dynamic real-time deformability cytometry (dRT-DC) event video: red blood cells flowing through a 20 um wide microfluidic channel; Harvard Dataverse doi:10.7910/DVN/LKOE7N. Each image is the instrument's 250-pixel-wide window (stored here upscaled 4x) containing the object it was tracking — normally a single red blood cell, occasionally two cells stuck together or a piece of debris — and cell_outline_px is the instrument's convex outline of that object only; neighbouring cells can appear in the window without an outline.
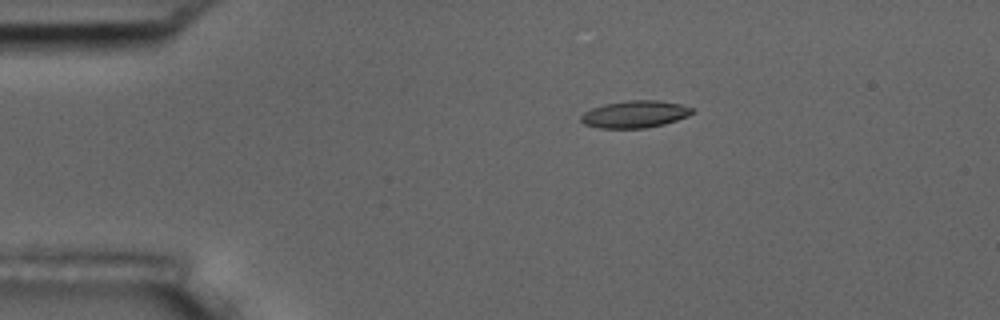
{"species": "common noctule bat (a hibernating species)", "species_latin": "Nyctalus noctula", "temperature_condition": "room temperature", "stored_images_in_passage": 7, "camera_frame_rate_fps": 3000, "um_per_image_px": 0.085, "animal": {"sex": "male", "body_mass_g": 17.5, "forearm_length_mm": 52.3}, "frame": {"image": 1, "passage_image": 1, "time_ms": 0.0, "image_size_px": [1000, 320], "cell_outline_px": [[696, 112], [688, 116], [664, 124], [644, 128], [600, 128], [584, 124], [580, 120], [580, 116], [584, 112], [592, 108], [604, 104], [628, 100], [656, 100], [680, 104], [692, 108]], "centroid_in_image_um": [53.96, 9.71], "position_along_channel_um": 31.0, "area_um2": 17.57}}
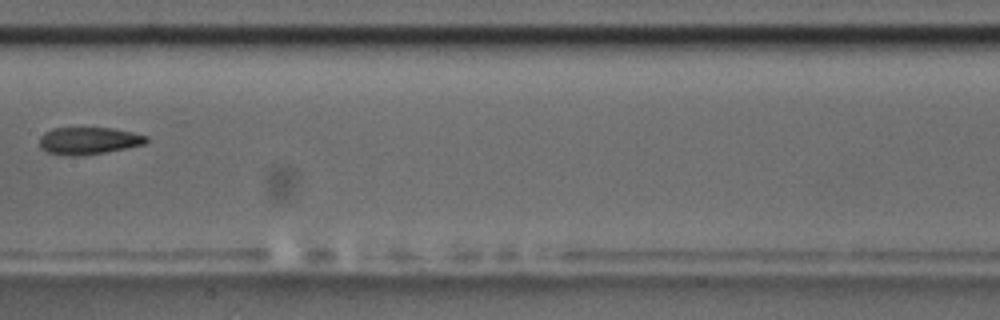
{"frame": {"image": 2, "passage_image": 6, "time_ms": 6.0, "image_size_px": [1000, 320], "cell_outline_px": [[148, 140], [144, 144], [128, 148], [104, 152], [76, 156], [64, 156], [48, 152], [40, 148], [40, 136], [44, 132], [52, 128], [112, 128], [132, 132], [148, 136]], "centroid_in_image_um": [7.52, 11.96], "position_along_channel_um": 199.9, "area_um2": 16.99}}
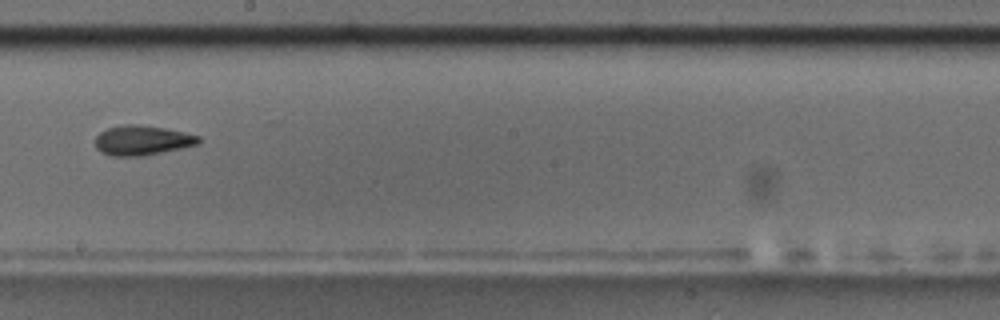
{"frame": {"image": 3, "passage_image": 7, "time_ms": 7.0, "image_size_px": [1000, 320], "cell_outline_px": [[200, 144], [140, 156], [112, 156], [100, 152], [96, 148], [96, 136], [100, 132], [108, 128], [120, 124], [136, 124], [164, 128], [184, 132], [200, 136]], "centroid_in_image_um": [12.06, 11.92], "position_along_channel_um": 236.1, "area_um2": 17.86}}